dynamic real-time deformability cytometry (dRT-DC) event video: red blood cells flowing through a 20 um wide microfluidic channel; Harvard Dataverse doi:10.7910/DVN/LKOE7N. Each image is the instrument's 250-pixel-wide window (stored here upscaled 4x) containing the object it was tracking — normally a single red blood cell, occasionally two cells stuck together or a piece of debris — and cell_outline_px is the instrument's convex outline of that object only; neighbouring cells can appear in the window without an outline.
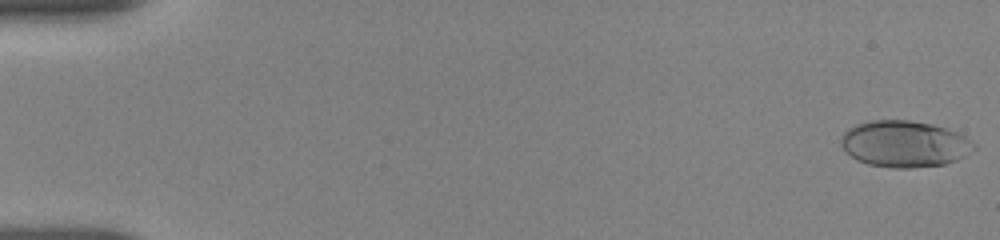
{"species": "human", "species_latin": "Homo sapiens", "temperature_condition": "room temperature", "stored_images_in_passage": 73, "camera_frame_rate_fps": 3000, "um_per_image_px": 0.085, "donor": {"sex": "female"}, "frame": {"image": 1, "passage_image": 1, "time_ms": 0.0, "image_size_px": [1000, 240], "cell_outline_px": [[976, 148], [964, 156], [956, 160], [944, 164], [908, 168], [892, 168], [868, 164], [856, 160], [840, 144], [840, 140], [844, 132], [848, 128], [856, 124], [868, 120], [908, 120], [932, 124], [956, 132], [972, 140], [976, 144]], "centroid_in_image_um": [76.87, 12.23], "position_along_channel_um": 8.1, "area_um2": 35.95}}
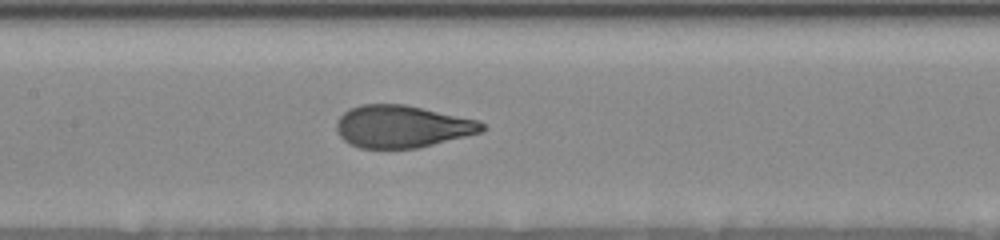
{"frame": {"image": 2, "passage_image": 40, "time_ms": 8.333, "image_size_px": [1000, 240], "cell_outline_px": [[488, 128], [484, 132], [416, 148], [360, 148], [348, 144], [336, 132], [336, 120], [348, 108], [364, 104], [404, 104], [480, 120]], "centroid_in_image_um": [34.18, 10.75], "position_along_channel_um": 173.2, "area_um2": 36.18}}
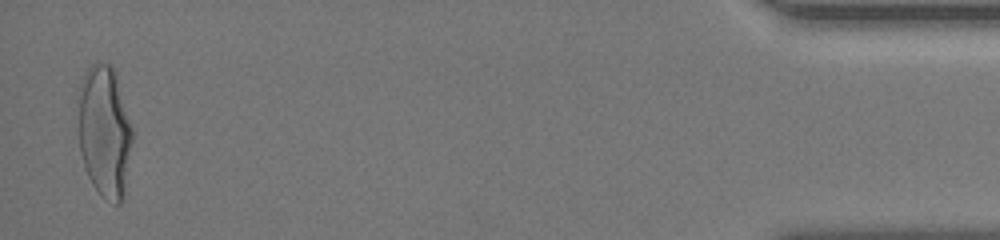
{"frame": {"image": 3, "passage_image": 71, "time_ms": 17.0, "image_size_px": [1000, 240], "cell_outline_px": [[132, 140], [120, 204], [116, 204], [100, 196], [92, 184], [84, 168], [80, 152], [80, 84], [88, 68], [92, 64], [108, 64], [116, 72], [132, 128]], "centroid_in_image_um": [8.88, 11.17], "position_along_channel_um": 426.3, "area_um2": 40.52}, "authors_computed_cell_mechanics": {"area_um2": 36.2406, "velocity_mm_per_s": 3.8627, "shape_relaxation_time_tau1_ms": 4.0681, "shape_relaxation_time_tau2_ms": null, "deformation_change_tau1": 0.1986, "deformation_change_tau2": null}}